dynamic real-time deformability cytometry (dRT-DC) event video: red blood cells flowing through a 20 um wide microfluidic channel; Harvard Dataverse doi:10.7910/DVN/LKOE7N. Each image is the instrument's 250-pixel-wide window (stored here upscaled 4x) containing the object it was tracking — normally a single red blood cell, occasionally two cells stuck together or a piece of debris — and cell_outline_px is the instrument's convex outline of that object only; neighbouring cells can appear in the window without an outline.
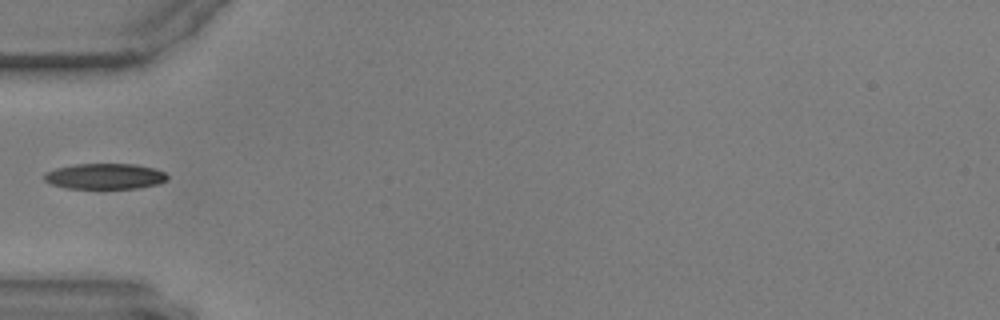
{"species": "common noctule bat (a hibernating species)", "species_latin": "Nyctalus noctula", "temperature_condition": "warm", "stored_images_in_passage": 39, "camera_frame_rate_fps": 3000, "um_per_image_px": 0.085, "animal": {"sex": "male", "body_mass_g": 17.9, "forearm_length_mm": 54.2}, "frame": {"image": 1, "passage_image": 1, "time_ms": 0.0, "image_size_px": [1000, 320], "cell_outline_px": [[168, 180], [156, 184], [140, 188], [64, 188], [52, 184], [44, 180], [44, 172], [56, 168], [76, 164], [136, 164], [152, 168], [164, 172], [168, 176]], "centroid_in_image_um": [8.9, 14.98], "position_along_channel_um": 76.1, "area_um2": 18.38}}
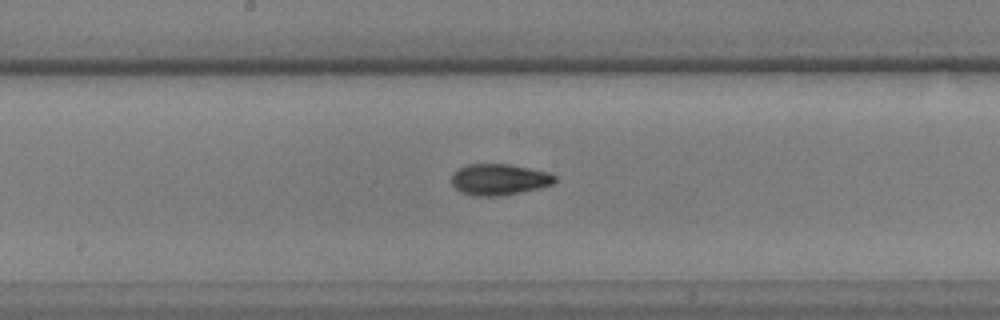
{"frame": {"image": 2, "passage_image": 12, "time_ms": 3.667, "image_size_px": [1000, 320], "cell_outline_px": [[556, 180], [552, 184], [540, 188], [500, 196], [472, 196], [460, 192], [452, 184], [452, 176], [460, 168], [468, 164], [508, 164], [548, 172], [556, 176]], "centroid_in_image_um": [42.43, 15.27], "position_along_channel_um": 205.8, "area_um2": 18.67}}
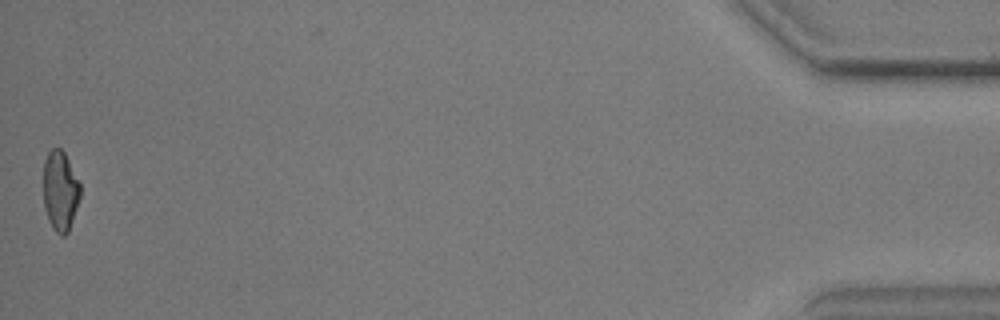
{"frame": {"image": 3, "passage_image": 39, "time_ms": 12.667, "image_size_px": [1000, 320], "cell_outline_px": [[80, 196], [68, 232], [64, 236], [60, 236], [52, 228], [48, 220], [44, 208], [44, 160], [48, 152], [52, 148], [60, 148], [64, 152], [80, 184]], "centroid_in_image_um": [5.1, 16.24], "position_along_channel_um": 430.1, "area_um2": 17.05}}